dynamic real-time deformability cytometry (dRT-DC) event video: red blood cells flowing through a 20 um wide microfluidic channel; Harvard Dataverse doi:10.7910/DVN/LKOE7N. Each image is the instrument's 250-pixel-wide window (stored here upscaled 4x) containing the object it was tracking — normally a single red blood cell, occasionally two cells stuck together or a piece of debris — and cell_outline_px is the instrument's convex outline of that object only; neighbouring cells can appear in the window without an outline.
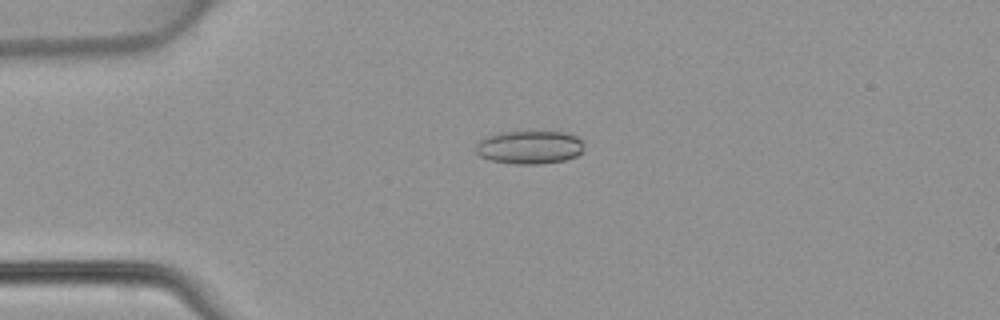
{"species": "common noctule bat (a hibernating species)", "species_latin": "Nyctalus noctula", "temperature_condition": "warm", "stored_images_in_passage": 48, "camera_frame_rate_fps": 3000, "um_per_image_px": 0.085, "animal": {"sex": "female", "body_mass_g": 22.7, "forearm_length_mm": 54.2}, "frame": {"image": 1, "passage_image": 12, "time_ms": 3.667, "image_size_px": [1000, 320], "cell_outline_px": [[584, 152], [576, 156], [564, 160], [540, 164], [516, 164], [488, 160], [480, 156], [476, 152], [476, 140], [484, 136], [496, 132], [564, 132], [576, 136], [584, 140]], "centroid_in_image_um": [44.99, 12.51], "position_along_channel_um": 40.0, "area_um2": 21.44}}
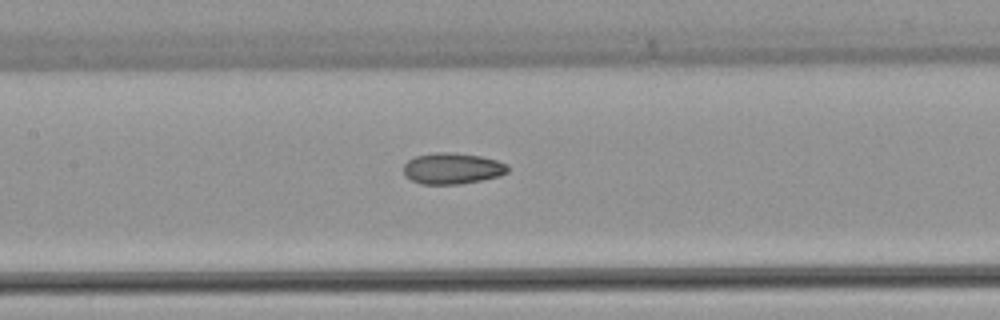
{"frame": {"image": 2, "passage_image": 23, "time_ms": 7.333, "image_size_px": [1000, 320], "cell_outline_px": [[508, 172], [500, 176], [460, 184], [420, 184], [412, 180], [404, 172], [404, 164], [408, 160], [416, 156], [436, 152], [448, 152], [480, 156], [496, 160], [508, 164]], "centroid_in_image_um": [38.46, 14.32], "position_along_channel_um": 168.9, "area_um2": 18.79}}
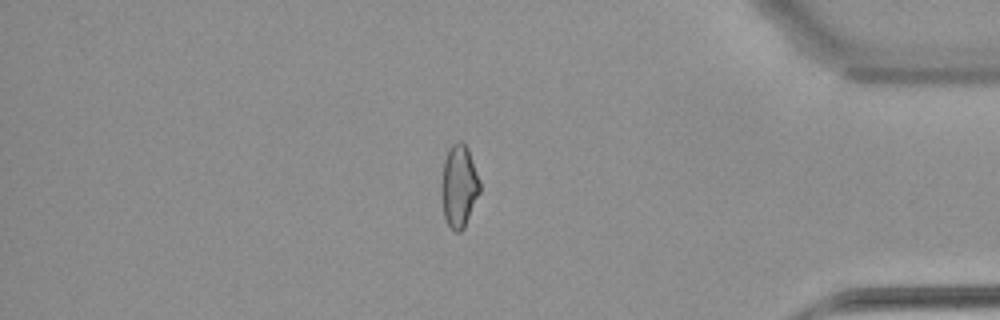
{"frame": {"image": 3, "passage_image": 41, "time_ms": 13.333, "image_size_px": [1000, 320], "cell_outline_px": [[480, 192], [464, 228], [460, 232], [456, 232], [448, 224], [444, 216], [440, 188], [444, 160], [448, 148], [456, 140], [460, 140], [468, 148], [480, 180]], "centroid_in_image_um": [39.01, 15.79], "position_along_channel_um": 396.2, "area_um2": 18.61}}